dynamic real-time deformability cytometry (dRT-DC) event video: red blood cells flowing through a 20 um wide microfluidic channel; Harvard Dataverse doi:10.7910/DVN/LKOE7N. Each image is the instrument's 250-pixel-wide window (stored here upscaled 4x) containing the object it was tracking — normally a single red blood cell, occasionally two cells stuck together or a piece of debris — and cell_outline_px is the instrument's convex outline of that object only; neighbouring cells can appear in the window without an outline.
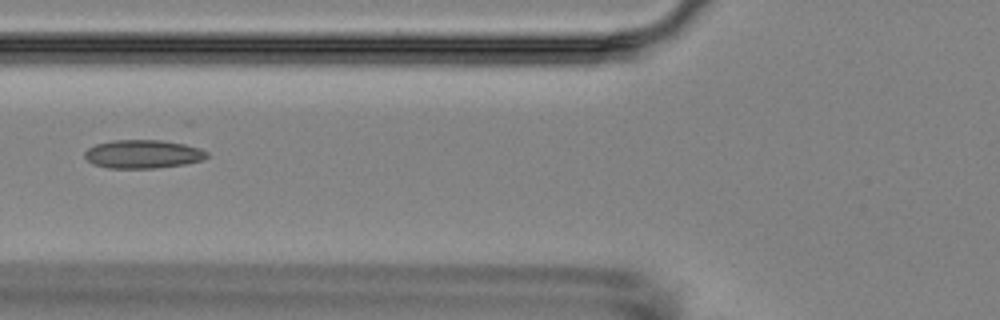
{"species": "Egyptian fruit bat (a non-hibernating species)", "species_latin": "Rousettus aegyptiacus", "temperature_condition": "room temperature", "stored_images_in_passage": 3, "camera_frame_rate_fps": 3000, "um_per_image_px": 0.085, "animal": {"sex": "female"}, "frame": {"image": 1, "passage_image": 3, "time_ms": 2.333, "image_size_px": [1000, 320], "cell_outline_px": [[208, 156], [200, 160], [184, 164], [156, 168], [108, 168], [92, 164], [84, 156], [84, 152], [88, 148], [96, 144], [112, 140], [160, 140], [184, 144], [200, 148], [208, 152]], "centroid_in_image_um": [12.12, 13.09], "position_along_channel_um": 113.7, "area_um2": 20.23}}